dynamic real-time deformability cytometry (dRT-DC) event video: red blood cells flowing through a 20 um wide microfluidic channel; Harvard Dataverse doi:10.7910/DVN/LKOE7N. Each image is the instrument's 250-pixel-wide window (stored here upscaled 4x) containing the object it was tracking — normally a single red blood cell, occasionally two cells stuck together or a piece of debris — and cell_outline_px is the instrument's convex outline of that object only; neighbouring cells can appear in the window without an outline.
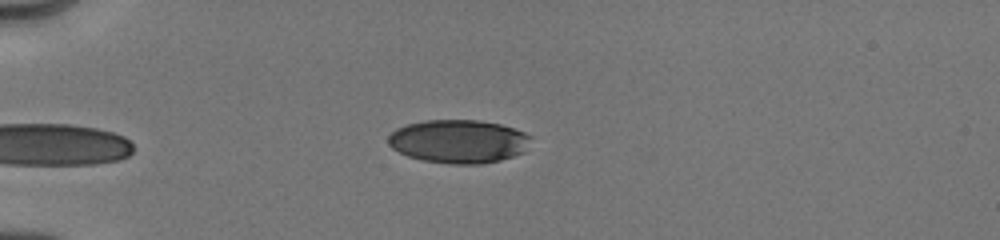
{"species": "human", "species_latin": "Homo sapiens", "temperature_condition": "cold", "stored_images_in_passage": 12, "camera_frame_rate_fps": 3000, "um_per_image_px": 0.085, "donor": {"sex": "male"}, "frame": {"image": 1, "passage_image": 1, "time_ms": 0.0, "image_size_px": [1000, 240], "cell_outline_px": [[532, 136], [524, 152], [500, 160], [480, 164], [452, 164], [424, 160], [408, 156], [392, 148], [388, 144], [388, 136], [396, 128], [408, 124], [424, 120], [480, 120], [500, 124], [524, 132]], "centroid_in_image_um": [38.98, 12.01], "position_along_channel_um": 46.0, "area_um2": 36.01}}
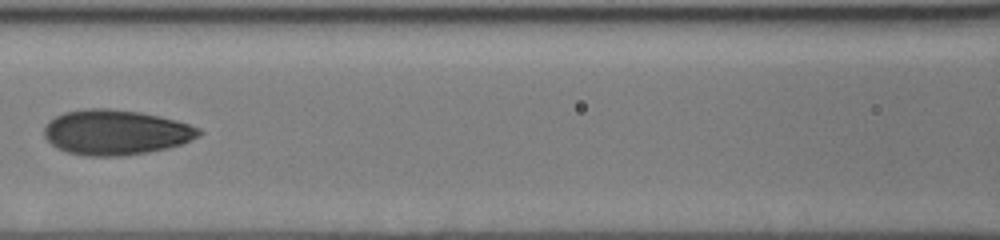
{"frame": {"image": 2, "passage_image": 4, "time_ms": 3.667, "image_size_px": [1000, 240], "cell_outline_px": [[204, 132], [200, 136], [180, 144], [168, 148], [148, 152], [120, 156], [88, 156], [68, 152], [56, 148], [44, 136], [44, 128], [48, 120], [64, 112], [88, 108], [112, 108], [140, 112], [160, 116], [176, 120], [200, 128]], "centroid_in_image_um": [9.84, 11.24], "position_along_channel_um": 156.8, "area_um2": 40.81}}
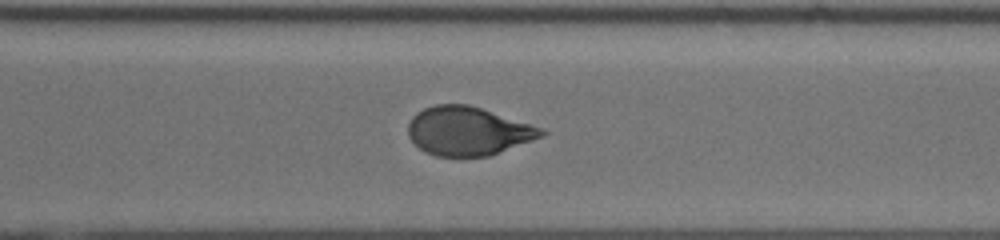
{"frame": {"image": 3, "passage_image": 12, "time_ms": 8.0, "image_size_px": [1000, 240], "cell_outline_px": [[548, 132], [544, 136], [488, 156], [436, 156], [424, 152], [408, 136], [408, 124], [412, 116], [416, 112], [424, 108], [436, 104], [468, 104], [544, 128]], "centroid_in_image_um": [39.78, 11.13], "position_along_channel_um": 330.8, "area_um2": 37.74}}